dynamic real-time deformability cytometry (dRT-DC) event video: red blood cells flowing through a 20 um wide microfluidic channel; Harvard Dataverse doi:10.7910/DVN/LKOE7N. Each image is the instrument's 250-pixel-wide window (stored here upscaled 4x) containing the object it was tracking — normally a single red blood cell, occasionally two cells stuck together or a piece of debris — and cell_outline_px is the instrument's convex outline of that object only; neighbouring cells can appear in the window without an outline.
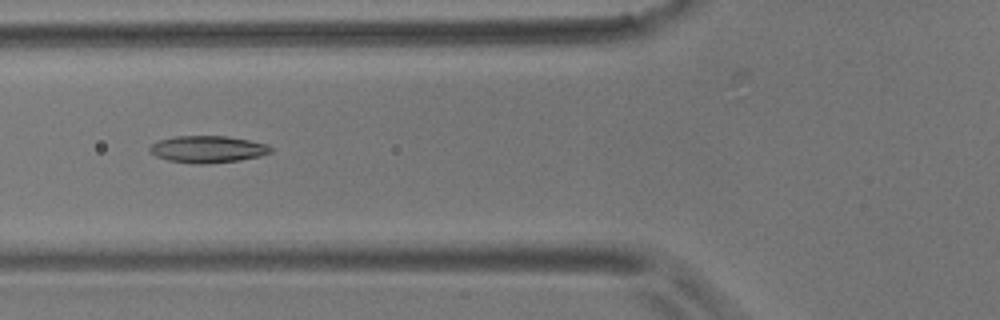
{"species": "common noctule bat (a hibernating species)", "species_latin": "Nyctalus noctula", "temperature_condition": "room temperature", "stored_images_in_passage": 8, "camera_frame_rate_fps": 3000, "um_per_image_px": 0.085, "animal": {"sex": "male", "body_mass_g": 17.9}, "frame": {"image": 1, "passage_image": 6, "time_ms": 6.0, "image_size_px": [1000, 320], "cell_outline_px": [[272, 152], [260, 156], [240, 160], [208, 164], [196, 164], [168, 160], [156, 156], [148, 152], [148, 148], [152, 144], [160, 140], [176, 136], [224, 136], [248, 140], [268, 144], [272, 148]], "centroid_in_image_um": [17.65, 12.69], "position_along_channel_um": 108.2, "area_um2": 19.02}}
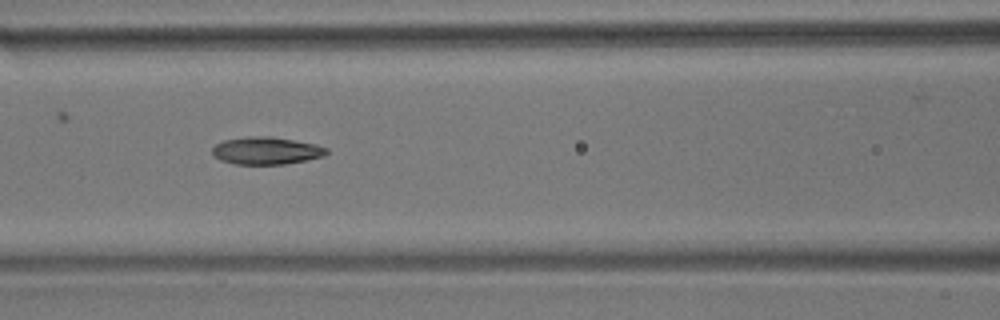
{"frame": {"image": 2, "passage_image": 7, "time_ms": 7.0, "image_size_px": [1000, 320], "cell_outline_px": [[328, 152], [324, 156], [284, 164], [236, 164], [220, 160], [212, 156], [212, 148], [216, 144], [224, 140], [244, 136], [268, 136], [316, 144], [328, 148]], "centroid_in_image_um": [22.6, 12.8], "position_along_channel_um": 144.0, "area_um2": 18.26}}
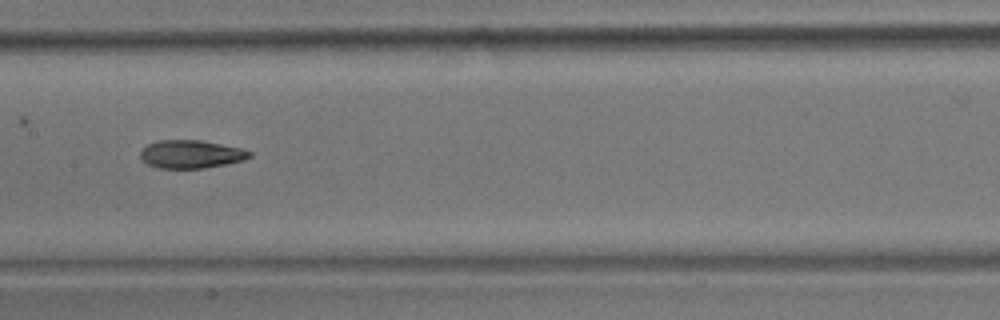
{"frame": {"image": 3, "passage_image": 8, "time_ms": 8.333, "image_size_px": [1000, 320], "cell_outline_px": [[252, 156], [244, 160], [204, 168], [160, 168], [148, 164], [140, 156], [140, 152], [148, 144], [160, 140], [200, 140], [240, 148], [252, 152]], "centroid_in_image_um": [16.25, 13.1], "position_along_channel_um": 191.2, "area_um2": 17.63}}